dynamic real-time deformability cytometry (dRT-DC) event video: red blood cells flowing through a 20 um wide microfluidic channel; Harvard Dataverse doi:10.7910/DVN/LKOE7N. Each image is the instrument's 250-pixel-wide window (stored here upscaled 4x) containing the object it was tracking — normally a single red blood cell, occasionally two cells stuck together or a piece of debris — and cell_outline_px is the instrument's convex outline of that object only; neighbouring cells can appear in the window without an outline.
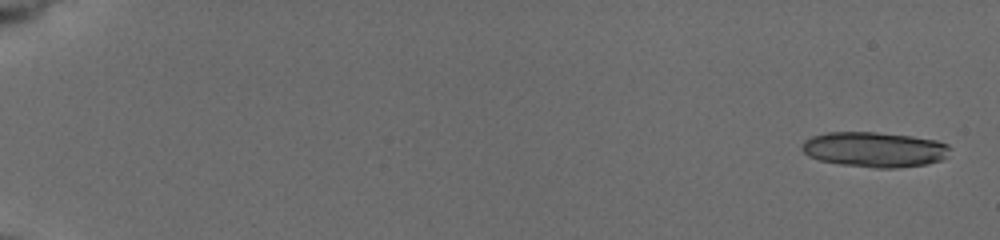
{"species": "common noctule bat (a hibernating species)", "species_latin": "Nyctalus noctula", "temperature_condition": "cold", "stored_images_in_passage": 35, "camera_frame_rate_fps": 3000, "um_per_image_px": 0.085, "animal": {"sex": "female", "body_mass_g": 19.5, "forearm_length_mm": 54.1}, "frame": {"image": 1, "passage_image": 1, "time_ms": 0.0, "image_size_px": [1000, 240], "cell_outline_px": [[952, 148], [948, 156], [940, 160], [928, 164], [896, 168], [876, 168], [840, 164], [820, 160], [808, 156], [800, 148], [800, 144], [804, 140], [812, 136], [828, 132], [876, 132], [912, 136], [936, 140], [948, 144]], "centroid_in_image_um": [74.34, 12.7], "position_along_channel_um": 10.7, "area_um2": 30.63}}
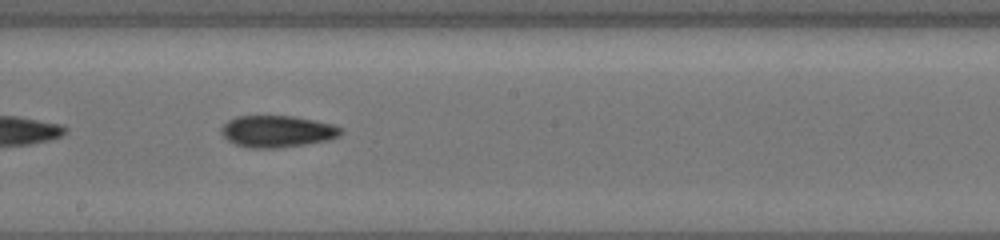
{"frame": {"image": 2, "passage_image": 24, "time_ms": 11.0, "image_size_px": [1000, 240], "cell_outline_px": [[340, 132], [336, 136], [328, 140], [304, 144], [276, 148], [252, 148], [236, 144], [228, 140], [220, 132], [220, 128], [228, 120], [236, 116], [292, 116], [332, 124], [340, 128]], "centroid_in_image_um": [23.49, 11.16], "position_along_channel_um": 224.7, "area_um2": 21.73}}
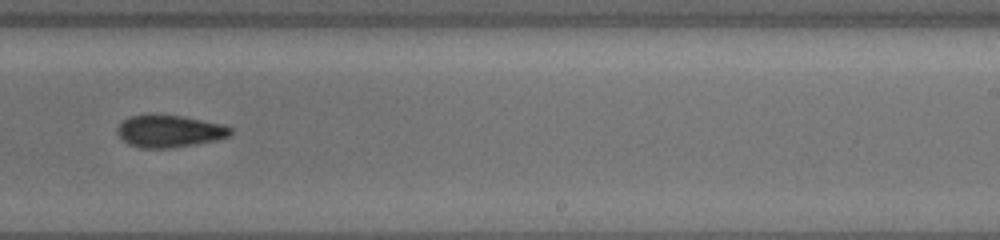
{"frame": {"image": 3, "passage_image": 27, "time_ms": 12.333, "image_size_px": [1000, 240], "cell_outline_px": [[232, 132], [228, 136], [212, 140], [192, 144], [168, 148], [140, 148], [128, 144], [116, 132], [116, 128], [124, 120], [132, 116], [156, 112], [184, 116], [224, 124], [232, 128]], "centroid_in_image_um": [14.36, 11.11], "position_along_channel_um": 274.6, "area_um2": 21.44}, "authors_computed_cell_mechanics": {"area_um2": 22.1952, "velocity_mm_per_s": 3.7876, "shape_relaxation_time_tau1_ms": 5.415, "shape_relaxation_time_tau2_ms": 2.781, "deformation_change_tau1": 0.1539, "deformation_change_tau2": 0.0774}}